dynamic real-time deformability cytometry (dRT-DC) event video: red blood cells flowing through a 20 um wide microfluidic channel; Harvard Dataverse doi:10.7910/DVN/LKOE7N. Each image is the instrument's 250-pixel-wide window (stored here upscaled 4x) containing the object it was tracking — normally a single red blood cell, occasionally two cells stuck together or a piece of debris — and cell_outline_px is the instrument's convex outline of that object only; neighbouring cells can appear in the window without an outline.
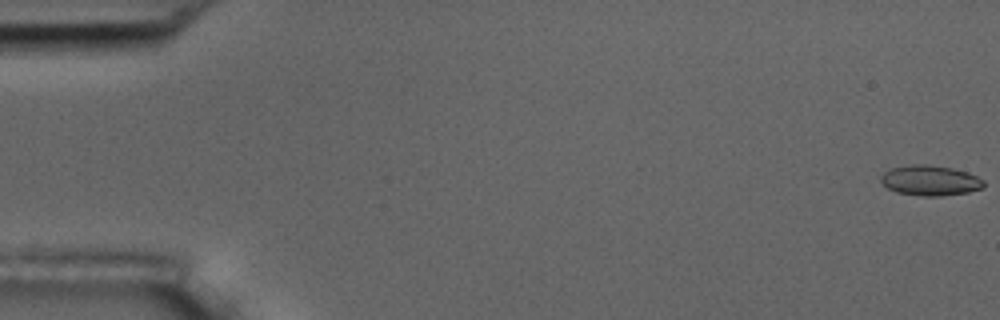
{"species": "common noctule bat (a hibernating species)", "species_latin": "Nyctalus noctula", "temperature_condition": "room temperature", "stored_images_in_passage": 56, "camera_frame_rate_fps": 3000, "um_per_image_px": 0.085, "animal": {"sex": "male", "body_mass_g": 17.5, "forearm_length_mm": 52.3}, "frame": {"image": 1, "passage_image": 1, "time_ms": 0.0, "image_size_px": [1000, 320], "cell_outline_px": [[984, 188], [968, 192], [940, 196], [924, 196], [896, 192], [888, 188], [880, 180], [880, 176], [884, 172], [892, 168], [912, 164], [928, 164], [952, 168], [968, 172], [984, 180]], "centroid_in_image_um": [79.08, 15.33], "position_along_channel_um": 5.9, "area_um2": 18.15}}
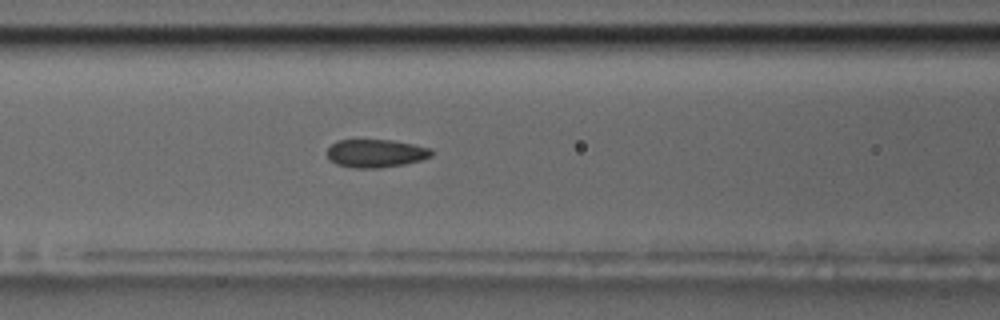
{"frame": {"image": 2, "passage_image": 24, "time_ms": 7.667, "image_size_px": [1000, 320], "cell_outline_px": [[432, 156], [420, 160], [404, 164], [376, 168], [356, 168], [336, 164], [328, 160], [324, 152], [336, 140], [392, 140], [432, 148]], "centroid_in_image_um": [31.89, 13.03], "position_along_channel_um": 134.7, "area_um2": 17.22}}
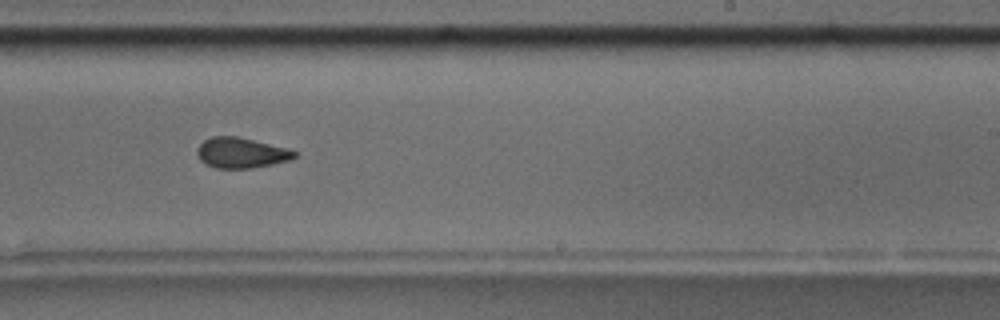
{"frame": {"image": 3, "passage_image": 35, "time_ms": 11.333, "image_size_px": [1000, 320], "cell_outline_px": [[296, 156], [288, 160], [272, 164], [252, 168], [216, 168], [200, 160], [196, 152], [196, 148], [204, 140], [212, 136], [236, 136], [288, 148], [296, 152]], "centroid_in_image_um": [20.47, 12.98], "position_along_channel_um": 268.5, "area_um2": 17.11}, "authors_computed_cell_mechanics": {"area_um2": 17.7446, "velocity_mm_per_s": 3.6663, "shape_relaxation_time_tau1_ms": null, "shape_relaxation_time_tau2_ms": 1.563, "deformation_change_tau1": null, "deformation_change_tau2": 0.0764}}